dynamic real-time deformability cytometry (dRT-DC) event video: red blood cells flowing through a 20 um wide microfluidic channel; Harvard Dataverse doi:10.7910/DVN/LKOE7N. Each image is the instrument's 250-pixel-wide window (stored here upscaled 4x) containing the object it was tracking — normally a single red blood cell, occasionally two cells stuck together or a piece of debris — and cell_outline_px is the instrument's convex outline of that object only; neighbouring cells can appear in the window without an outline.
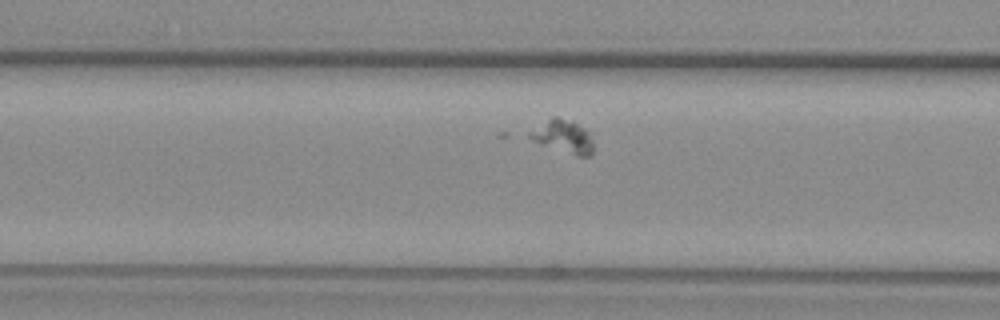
{"species": "common noctule bat (a hibernating species)", "species_latin": "Nyctalus noctula", "temperature_condition": "warm", "stored_images_in_passage": 42, "camera_frame_rate_fps": 3000, "um_per_image_px": 0.085, "animal": {"sex": "female", "body_mass_g": 29.2, "forearm_length_mm": 56.3}, "frame": {"image": 1, "passage_image": 15, "time_ms": 4.667, "image_size_px": [1000, 320], "cell_outline_px": [[592, 156], [576, 156], [540, 144], [524, 136], [528, 132], [552, 116], [556, 116], [572, 120], [584, 128], [592, 140]], "centroid_in_image_um": [47.83, 11.6], "position_along_channel_um": 118.8, "area_um2": 12.37}}
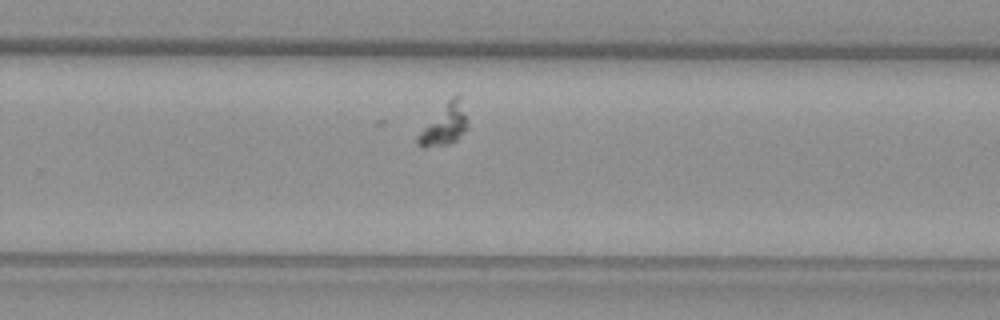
{"frame": {"image": 2, "passage_image": 29, "time_ms": 9.333, "image_size_px": [1000, 320], "cell_outline_px": [[468, 128], [456, 140], [448, 144], [424, 148], [416, 144], [416, 136], [444, 104], [452, 96], [460, 92], [468, 124]], "centroid_in_image_um": [37.8, 10.59], "position_along_channel_um": 292.0, "area_um2": 11.85}}
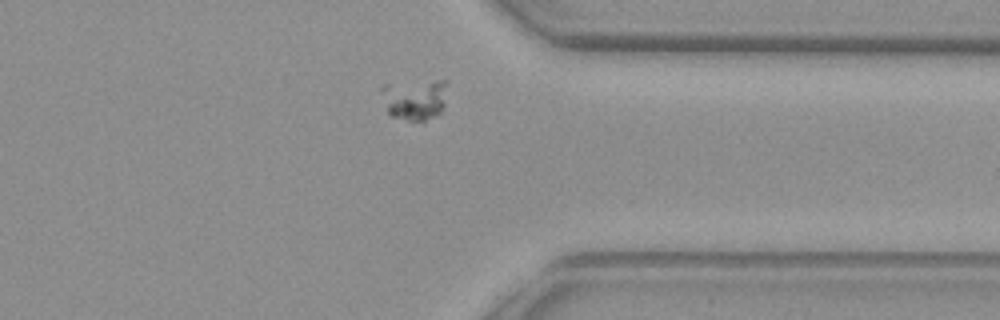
{"frame": {"image": 3, "passage_image": 36, "time_ms": 11.667, "image_size_px": [1000, 320], "cell_outline_px": [[448, 84], [444, 104], [440, 112], [424, 124], [392, 116], [388, 112], [380, 88], [384, 84], [436, 80], [448, 80]], "centroid_in_image_um": [35.29, 8.45], "position_along_channel_um": 376.1, "area_um2": 16.07}}